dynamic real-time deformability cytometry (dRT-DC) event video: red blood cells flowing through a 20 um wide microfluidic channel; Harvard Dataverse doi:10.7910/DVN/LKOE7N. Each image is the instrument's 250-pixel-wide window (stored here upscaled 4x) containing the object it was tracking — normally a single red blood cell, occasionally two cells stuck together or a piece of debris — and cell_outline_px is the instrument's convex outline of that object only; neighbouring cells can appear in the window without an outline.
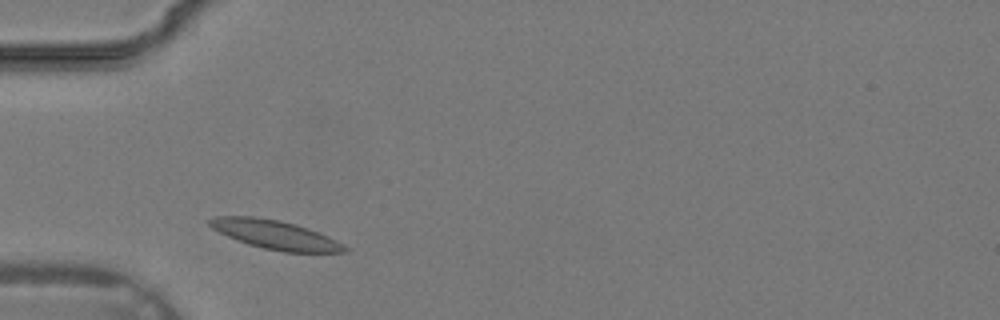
{"species": "common noctule bat (a hibernating species)", "species_latin": "Nyctalus noctula", "temperature_condition": "warm", "stored_images_in_passage": 26, "camera_frame_rate_fps": 3000, "um_per_image_px": 0.085, "animal": {"sex": "male", "body_mass_g": 19.2, "forearm_length_mm": 51.8}, "frame": {"image": 1, "passage_image": 1, "time_ms": 0.0, "image_size_px": [1000, 320], "cell_outline_px": [[352, 248], [348, 252], [284, 252], [264, 248], [248, 244], [228, 236], [212, 228], [208, 224], [208, 220], [212, 216], [252, 216], [280, 220], [296, 224], [308, 228], [328, 236]], "centroid_in_image_um": [23.43, 19.95], "position_along_channel_um": 61.6, "area_um2": 22.77}}
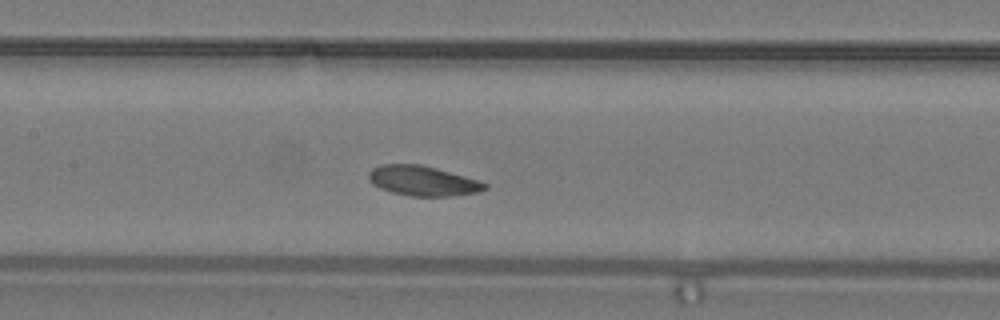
{"frame": {"image": 2, "passage_image": 7, "time_ms": 2.0, "image_size_px": [1000, 320], "cell_outline_px": [[488, 188], [476, 192], [452, 196], [412, 196], [392, 192], [380, 188], [372, 184], [368, 180], [368, 172], [372, 168], [380, 164], [420, 164], [436, 168], [480, 180], [488, 184]], "centroid_in_image_um": [35.92, 15.36], "position_along_channel_um": 171.5, "area_um2": 20.35}}
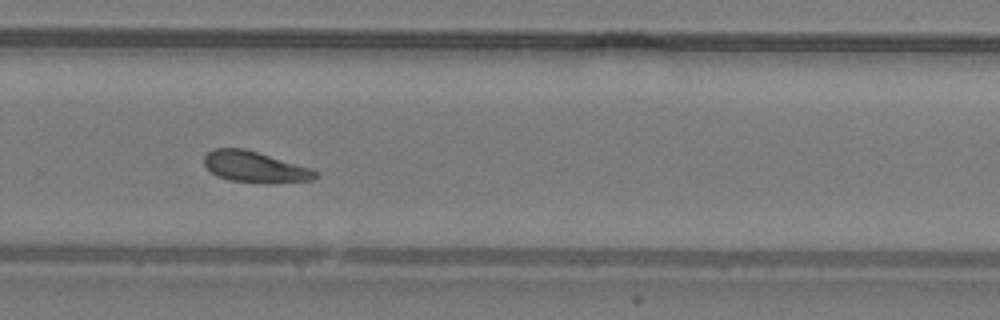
{"frame": {"image": 3, "passage_image": 15, "time_ms": 4.667, "image_size_px": [1000, 320], "cell_outline_px": [[320, 176], [312, 180], [272, 184], [264, 184], [232, 180], [216, 176], [204, 164], [204, 156], [212, 148], [244, 148], [312, 168], [320, 172]], "centroid_in_image_um": [21.73, 14.2], "position_along_channel_um": 308.1, "area_um2": 20.46}}